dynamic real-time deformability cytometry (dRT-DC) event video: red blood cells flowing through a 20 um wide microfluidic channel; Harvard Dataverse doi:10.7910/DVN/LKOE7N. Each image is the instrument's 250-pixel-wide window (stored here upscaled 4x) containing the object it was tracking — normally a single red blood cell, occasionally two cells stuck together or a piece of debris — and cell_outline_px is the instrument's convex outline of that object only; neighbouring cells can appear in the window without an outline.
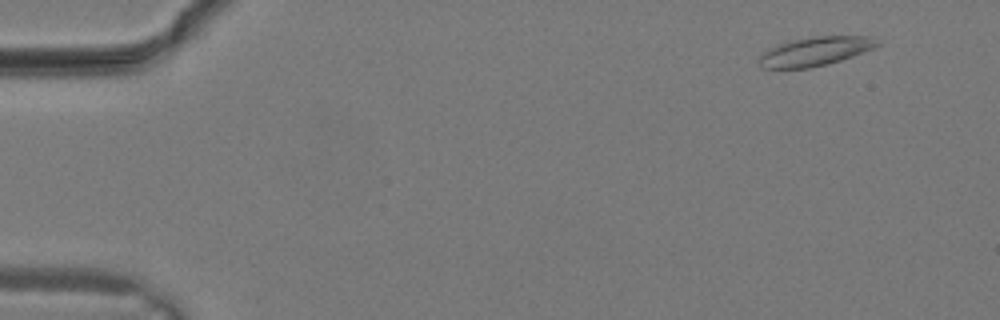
{"species": "common noctule bat (a hibernating species)", "species_latin": "Nyctalus noctula", "temperature_condition": "warm", "stored_images_in_passage": 14, "camera_frame_rate_fps": 3000, "um_per_image_px": 0.085, "animal": {"sex": "male", "body_mass_g": 19.2, "forearm_length_mm": 51.8}, "frame": {"image": 1, "passage_image": 3, "time_ms": 0.667, "image_size_px": [1000, 320], "cell_outline_px": [[880, 44], [872, 48], [852, 56], [828, 64], [808, 68], [764, 68], [756, 60], [768, 48], [792, 40], [816, 36], [872, 36]], "centroid_in_image_um": [69.26, 4.36], "position_along_channel_um": 15.7, "area_um2": 19.65}}
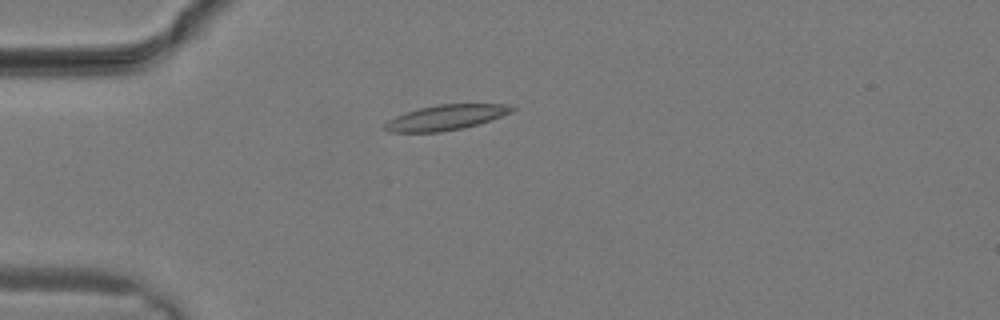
{"frame": {"image": 2, "passage_image": 9, "time_ms": 2.667, "image_size_px": [1000, 320], "cell_outline_px": [[516, 108], [512, 112], [464, 128], [440, 132], [388, 132], [380, 128], [388, 120], [396, 116], [420, 108], [440, 104], [508, 104]], "centroid_in_image_um": [37.85, 9.99], "position_along_channel_um": 47.1, "area_um2": 18.5}}
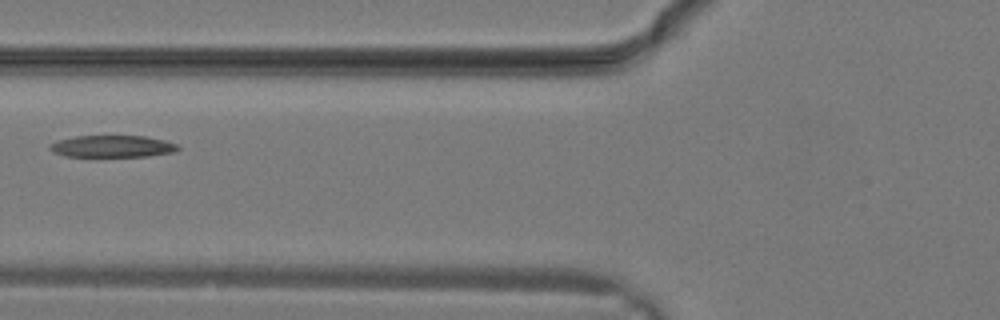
{"frame": {"image": 3, "passage_image": 13, "time_ms": 4.0, "image_size_px": [1000, 320], "cell_outline_px": [[180, 148], [176, 152], [148, 156], [64, 156], [52, 152], [48, 148], [48, 144], [56, 140], [76, 136], [144, 136], [164, 140], [176, 144]], "centroid_in_image_um": [9.51, 12.44], "position_along_channel_um": 116.3, "area_um2": 16.42}}